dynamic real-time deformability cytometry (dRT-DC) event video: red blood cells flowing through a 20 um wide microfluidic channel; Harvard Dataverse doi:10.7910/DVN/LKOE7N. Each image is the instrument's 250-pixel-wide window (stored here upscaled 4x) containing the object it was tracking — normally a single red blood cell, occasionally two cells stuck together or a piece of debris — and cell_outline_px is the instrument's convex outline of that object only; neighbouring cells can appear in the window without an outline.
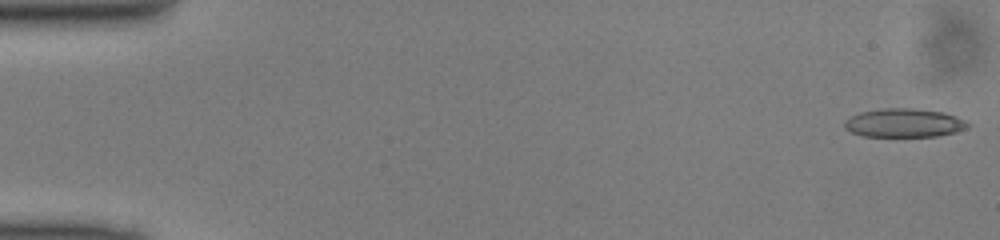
{"species": "common noctule bat (a hibernating species)", "species_latin": "Nyctalus noctula", "temperature_condition": "cold", "stored_images_in_passage": 49, "camera_frame_rate_fps": 3000, "um_per_image_px": 0.085, "animal": {"sex": "male", "body_mass_g": 13.0, "forearm_length_mm": 53.1}, "frame": {"image": 1, "passage_image": 1, "time_ms": 0.0, "image_size_px": [1000, 240], "cell_outline_px": [[972, 124], [956, 132], [936, 136], [864, 136], [852, 132], [844, 124], [844, 120], [860, 112], [884, 108], [912, 108], [944, 112], [956, 116]], "centroid_in_image_um": [76.87, 10.44], "position_along_channel_um": 8.1, "area_um2": 20.4}}
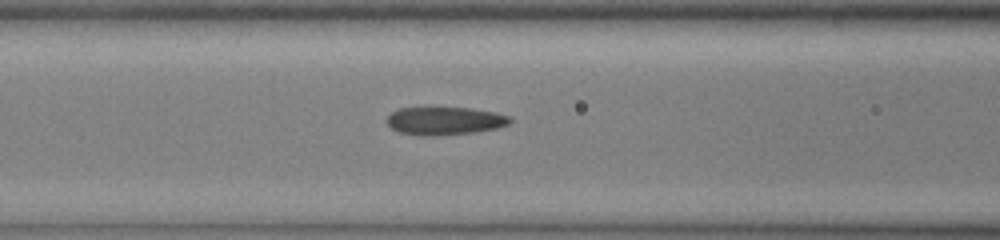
{"frame": {"image": 2, "passage_image": 20, "time_ms": 6.333, "image_size_px": [1000, 240], "cell_outline_px": [[512, 120], [508, 124], [496, 128], [472, 132], [432, 136], [420, 136], [400, 132], [392, 128], [388, 124], [388, 116], [392, 112], [400, 108], [472, 108], [496, 112], [512, 116]], "centroid_in_image_um": [37.84, 10.27], "position_along_channel_um": 128.8, "area_um2": 19.94}}
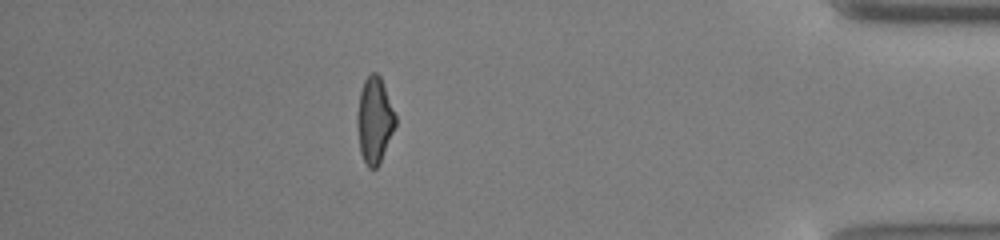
{"frame": {"image": 3, "passage_image": 43, "time_ms": 14.0, "image_size_px": [1000, 240], "cell_outline_px": [[396, 124], [380, 164], [376, 168], [368, 168], [360, 152], [356, 124], [356, 116], [360, 92], [364, 80], [372, 72], [376, 72], [380, 76], [396, 116]], "centroid_in_image_um": [31.82, 10.24], "position_along_channel_um": 403.4, "area_um2": 19.19}}